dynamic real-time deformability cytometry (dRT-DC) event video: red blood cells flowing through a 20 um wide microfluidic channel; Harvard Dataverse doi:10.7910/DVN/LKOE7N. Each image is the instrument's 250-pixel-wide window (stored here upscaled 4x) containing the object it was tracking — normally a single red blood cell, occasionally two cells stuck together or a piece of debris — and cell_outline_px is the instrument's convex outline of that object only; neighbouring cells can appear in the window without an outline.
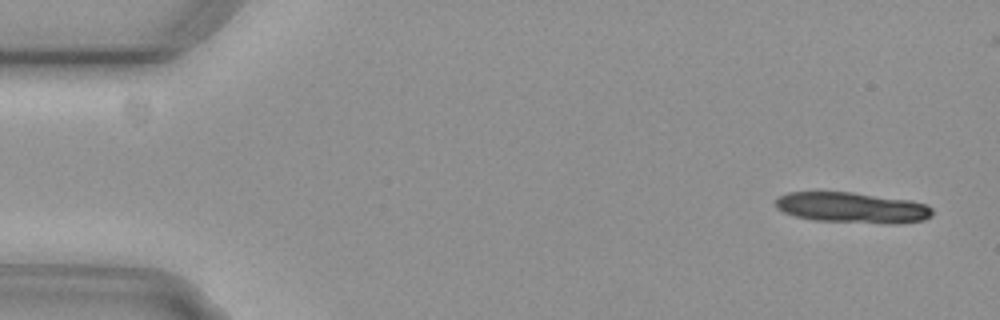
{"species": "common noctule bat (a hibernating species)", "species_latin": "Nyctalus noctula", "temperature_condition": "cold", "stored_images_in_passage": 5, "camera_frame_rate_fps": 3000, "um_per_image_px": 0.085, "animal": {"sex": "female", "body_mass_g": 29.2, "forearm_length_mm": 56.3}, "frame": {"image": 1, "passage_image": 1, "time_ms": 0.0, "image_size_px": [1000, 320], "cell_outline_px": [[932, 216], [924, 220], [896, 224], [884, 224], [812, 220], [796, 216], [784, 212], [776, 208], [776, 200], [780, 196], [788, 192], [852, 192], [912, 200], [928, 204], [932, 208]], "centroid_in_image_um": [72.49, 17.66], "position_along_channel_um": 12.5, "area_um2": 28.32}}